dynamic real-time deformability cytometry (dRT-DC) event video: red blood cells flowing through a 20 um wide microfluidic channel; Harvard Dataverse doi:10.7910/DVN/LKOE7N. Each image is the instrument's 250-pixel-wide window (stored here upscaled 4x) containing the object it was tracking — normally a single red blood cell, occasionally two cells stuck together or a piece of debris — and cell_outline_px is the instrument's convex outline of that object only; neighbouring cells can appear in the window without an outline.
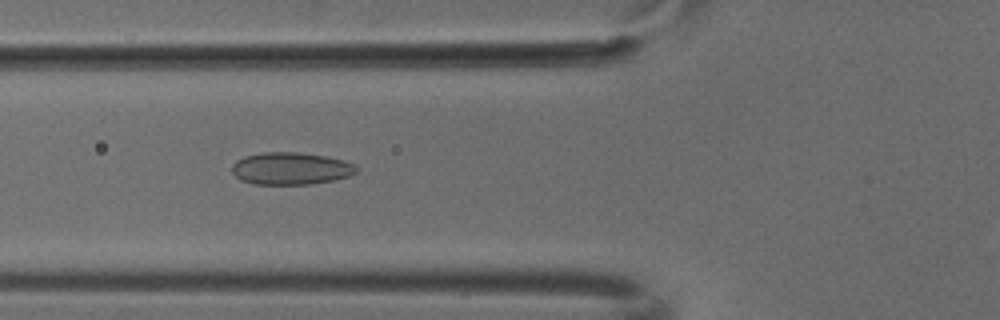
{"species": "common noctule bat (a hibernating species)", "species_latin": "Nyctalus noctula", "temperature_condition": "cold", "stored_images_in_passage": 5, "camera_frame_rate_fps": 3000, "um_per_image_px": 0.085, "animal": {"sex": "male", "body_mass_g": 18.8}, "frame": {"image": 1, "passage_image": 4, "time_ms": 1.0, "image_size_px": [1000, 320], "cell_outline_px": [[356, 172], [348, 176], [336, 180], [312, 184], [252, 184], [240, 180], [232, 172], [232, 164], [236, 160], [244, 156], [264, 152], [296, 152], [324, 156], [356, 164]], "centroid_in_image_um": [24.68, 14.33], "position_along_channel_um": 101.1, "area_um2": 23.41}}
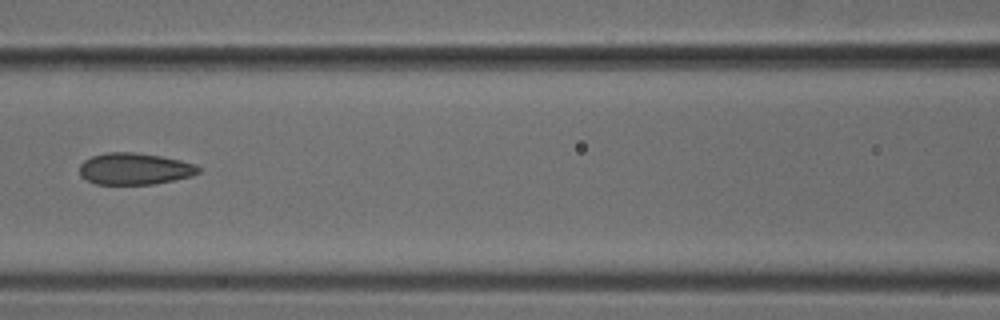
{"frame": {"image": 2, "passage_image": 5, "time_ms": 1.333, "image_size_px": [1000, 320], "cell_outline_px": [[200, 172], [192, 176], [152, 184], [96, 184], [80, 176], [80, 164], [84, 160], [92, 156], [108, 152], [132, 152], [160, 156], [180, 160], [196, 164], [200, 168]], "centroid_in_image_um": [11.44, 14.34], "position_along_channel_um": 155.2, "area_um2": 21.85}}